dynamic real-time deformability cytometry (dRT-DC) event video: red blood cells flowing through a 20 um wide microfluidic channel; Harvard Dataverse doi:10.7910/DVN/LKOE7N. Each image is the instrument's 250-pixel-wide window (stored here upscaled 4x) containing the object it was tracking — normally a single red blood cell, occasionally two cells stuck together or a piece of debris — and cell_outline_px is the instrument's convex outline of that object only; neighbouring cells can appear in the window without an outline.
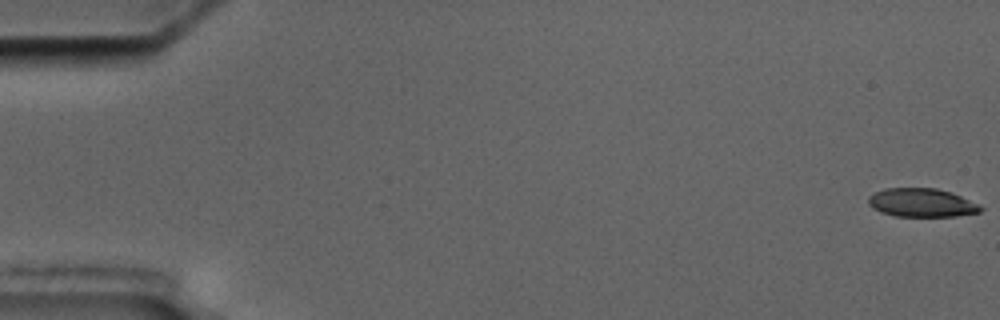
{"species": "common noctule bat (a hibernating species)", "species_latin": "Nyctalus noctula", "temperature_condition": "cold", "stored_images_in_passage": 5, "camera_frame_rate_fps": 3000, "um_per_image_px": 0.085, "animal": {"sex": "male", "body_mass_g": 17.5, "forearm_length_mm": 52.3}, "frame": {"image": 1, "passage_image": 1, "time_ms": 0.0, "image_size_px": [1000, 320], "cell_outline_px": [[984, 208], [980, 212], [956, 216], [896, 216], [880, 212], [872, 208], [868, 204], [868, 196], [884, 188], [936, 188], [952, 192], [980, 204]], "centroid_in_image_um": [78.35, 17.22], "position_along_channel_um": 6.6, "area_um2": 18.84}}